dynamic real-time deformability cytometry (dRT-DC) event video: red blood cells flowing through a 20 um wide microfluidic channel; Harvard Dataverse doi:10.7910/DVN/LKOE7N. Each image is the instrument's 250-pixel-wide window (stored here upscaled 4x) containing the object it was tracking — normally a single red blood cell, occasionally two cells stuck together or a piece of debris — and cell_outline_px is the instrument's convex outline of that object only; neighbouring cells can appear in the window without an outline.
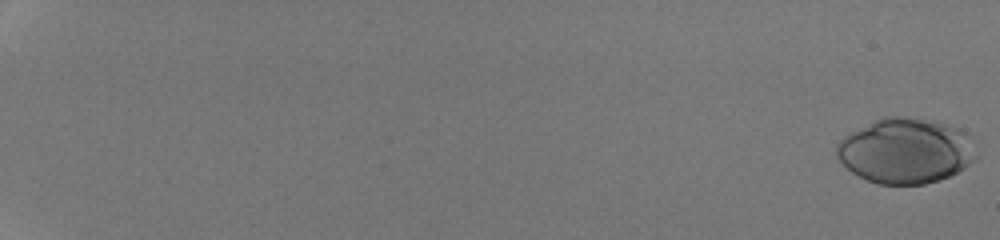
{"species": "human", "species_latin": "Homo sapiens", "temperature_condition": "room temperature", "stored_images_in_passage": 53, "camera_frame_rate_fps": 3000, "um_per_image_px": 0.085, "donor": {"sex": "male"}, "frame": {"image": 1, "passage_image": 1, "time_ms": 0.0, "image_size_px": [1000, 240], "cell_outline_px": [[976, 160], [964, 168], [948, 176], [924, 184], [876, 184], [852, 172], [836, 156], [836, 144], [844, 136], [884, 116], [908, 116], [936, 120], [960, 128], [968, 132], [972, 136], [976, 156]], "centroid_in_image_um": [77.03, 12.79], "position_along_channel_um": 8.0, "area_um2": 53.35}}
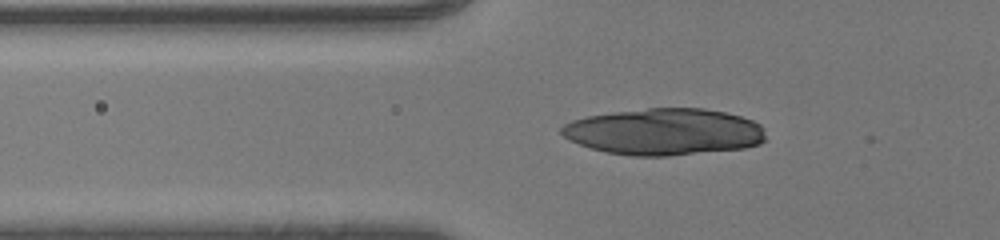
{"frame": {"image": 2, "passage_image": 23, "time_ms": 7.333, "image_size_px": [1000, 240], "cell_outline_px": [[764, 140], [760, 144], [744, 148], [668, 156], [632, 156], [608, 152], [592, 148], [580, 144], [564, 136], [560, 132], [560, 128], [564, 124], [572, 120], [588, 116], [612, 112], [648, 108], [704, 108], [724, 112], [740, 116], [752, 120], [760, 124], [764, 128]], "centroid_in_image_um": [56.47, 11.2], "position_along_channel_um": 69.3, "area_um2": 55.37}}
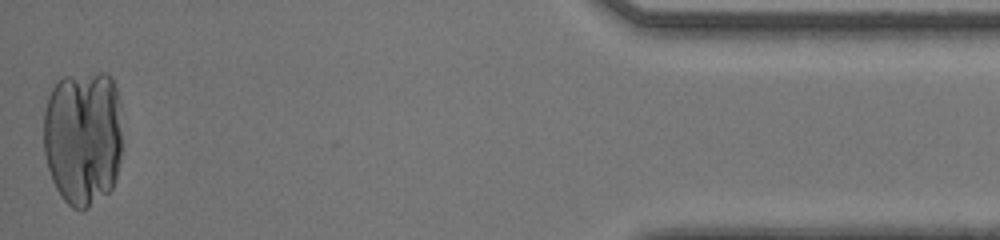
{"frame": {"image": 3, "passage_image": 53, "time_ms": 17.333, "image_size_px": [1000, 240], "cell_outline_px": [[120, 160], [116, 180], [112, 188], [108, 192], [84, 212], [80, 212], [72, 208], [60, 196], [52, 180], [48, 168], [44, 152], [44, 112], [48, 96], [56, 80], [64, 76], [100, 72], [108, 72], [116, 88], [120, 100]], "centroid_in_image_um": [7.05, 11.69], "position_along_channel_um": 428.2, "area_um2": 63.7}}